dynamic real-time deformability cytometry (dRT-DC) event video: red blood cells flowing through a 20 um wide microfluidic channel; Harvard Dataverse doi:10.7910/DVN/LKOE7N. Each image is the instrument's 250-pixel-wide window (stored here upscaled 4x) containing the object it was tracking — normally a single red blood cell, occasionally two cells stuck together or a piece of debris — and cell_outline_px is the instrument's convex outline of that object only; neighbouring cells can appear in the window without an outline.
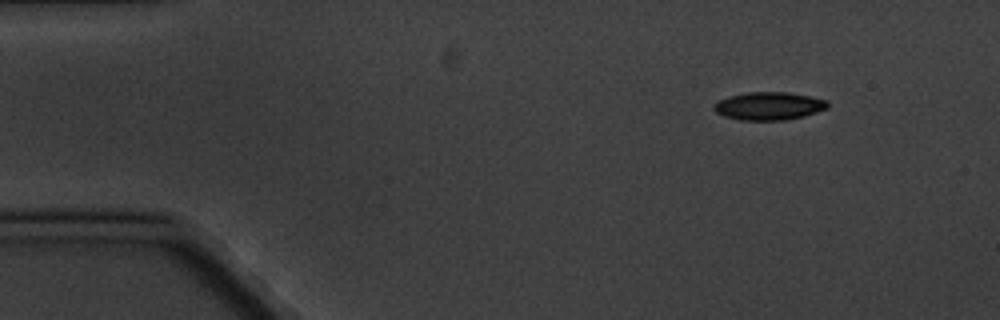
{"species": "common noctule bat (a hibernating species)", "species_latin": "Nyctalus noctula", "temperature_condition": "cold", "stored_images_in_passage": 5, "camera_frame_rate_fps": 3000, "um_per_image_px": 0.085, "animal": {"sex": "male", "body_mass_g": 20.1, "forearm_length_mm": 53.5}, "frame": {"image": 1, "passage_image": 1, "time_ms": 0.0, "image_size_px": [1000, 320], "cell_outline_px": [[828, 108], [804, 116], [784, 120], [740, 120], [724, 116], [716, 112], [712, 108], [720, 100], [728, 96], [748, 92], [788, 92], [828, 100]], "centroid_in_image_um": [65.36, 9.01], "position_along_channel_um": 19.6, "area_um2": 18.44}}
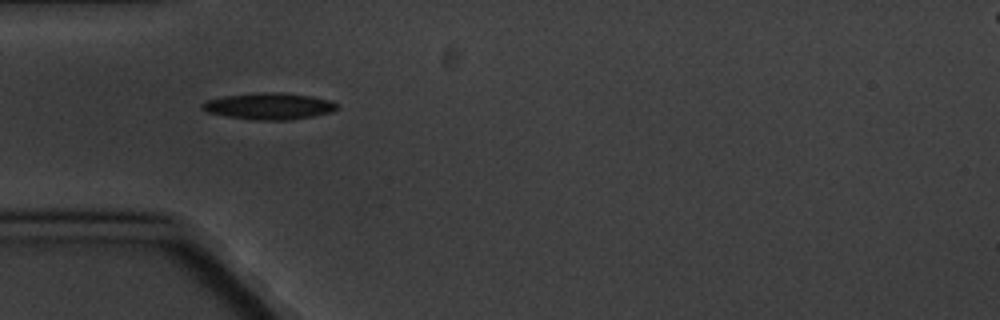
{"frame": {"image": 2, "passage_image": 4, "time_ms": 3.667, "image_size_px": [1000, 320], "cell_outline_px": [[340, 108], [332, 112], [312, 116], [288, 120], [256, 120], [228, 116], [208, 112], [200, 108], [200, 104], [208, 100], [224, 96], [260, 92], [284, 92], [312, 96], [332, 100], [340, 104]], "centroid_in_image_um": [22.94, 9.01], "position_along_channel_um": 62.1, "area_um2": 21.04}}